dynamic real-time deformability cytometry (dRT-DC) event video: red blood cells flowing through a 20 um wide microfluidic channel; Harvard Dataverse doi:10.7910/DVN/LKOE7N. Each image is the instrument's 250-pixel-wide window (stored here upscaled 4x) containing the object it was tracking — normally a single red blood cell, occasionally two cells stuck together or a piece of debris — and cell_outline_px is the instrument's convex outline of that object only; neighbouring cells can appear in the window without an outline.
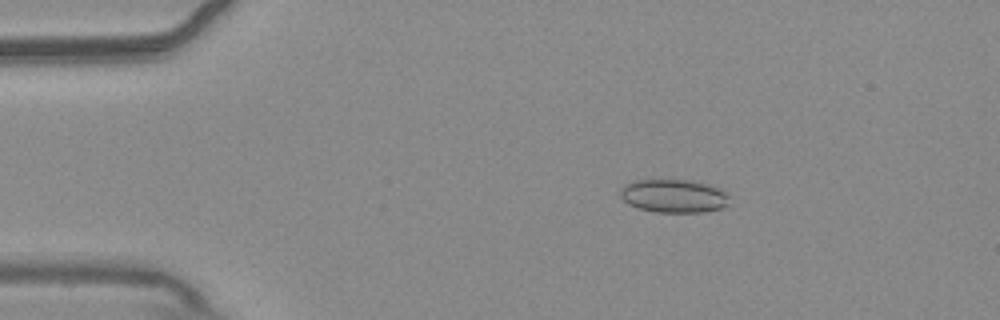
{"species": "common noctule bat (a hibernating species)", "species_latin": "Nyctalus noctula", "temperature_condition": "warm", "stored_images_in_passage": 54, "camera_frame_rate_fps": 3000, "um_per_image_px": 0.085, "animal": {"sex": "male", "body_mass_g": 20.4}, "frame": {"image": 1, "passage_image": 9, "time_ms": 2.667, "image_size_px": [1000, 320], "cell_outline_px": [[728, 196], [724, 204], [720, 208], [704, 212], [656, 212], [640, 208], [628, 204], [620, 196], [620, 192], [628, 184], [636, 180], [692, 180], [712, 184], [720, 188]], "centroid_in_image_um": [57.28, 16.65], "position_along_channel_um": 27.7, "area_um2": 20.87}}
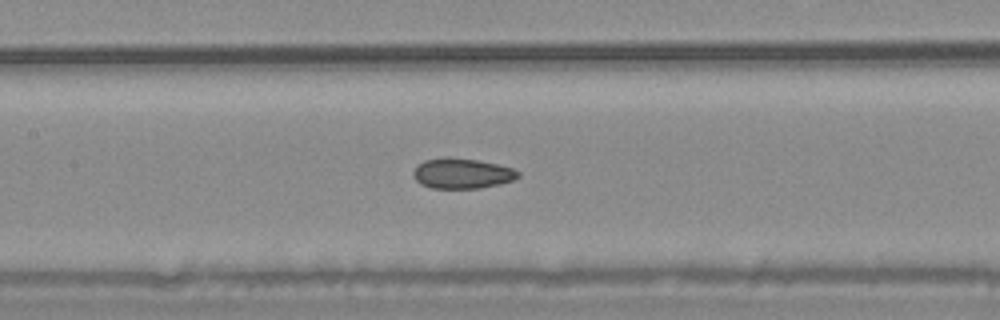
{"frame": {"image": 2, "passage_image": 25, "time_ms": 8.0, "image_size_px": [1000, 320], "cell_outline_px": [[520, 176], [512, 180], [500, 184], [480, 188], [432, 188], [420, 184], [416, 180], [412, 172], [424, 160], [444, 156], [448, 156], [476, 160], [496, 164], [512, 168], [520, 172]], "centroid_in_image_um": [39.26, 14.73], "position_along_channel_um": 168.1, "area_um2": 18.5}}
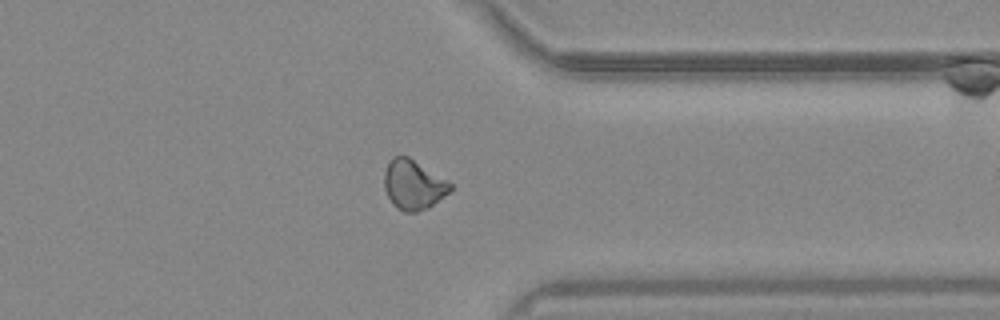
{"frame": {"image": 3, "passage_image": 42, "time_ms": 13.667, "image_size_px": [1000, 320], "cell_outline_px": [[452, 188], [448, 192], [428, 208], [416, 212], [404, 212], [396, 208], [388, 196], [384, 188], [384, 172], [388, 160], [392, 156], [408, 156], [448, 180], [452, 184]], "centroid_in_image_um": [35.11, 15.69], "position_along_channel_um": 376.3, "area_um2": 19.13}, "authors_computed_cell_mechanics": {"area_um2": 19.074, "velocity_mm_per_s": 3.7566, "shape_relaxation_time_tau1_ms": null, "shape_relaxation_time_tau2_ms": 1.7238, "deformation_change_tau1": null, "deformation_change_tau2": 0.0701}}